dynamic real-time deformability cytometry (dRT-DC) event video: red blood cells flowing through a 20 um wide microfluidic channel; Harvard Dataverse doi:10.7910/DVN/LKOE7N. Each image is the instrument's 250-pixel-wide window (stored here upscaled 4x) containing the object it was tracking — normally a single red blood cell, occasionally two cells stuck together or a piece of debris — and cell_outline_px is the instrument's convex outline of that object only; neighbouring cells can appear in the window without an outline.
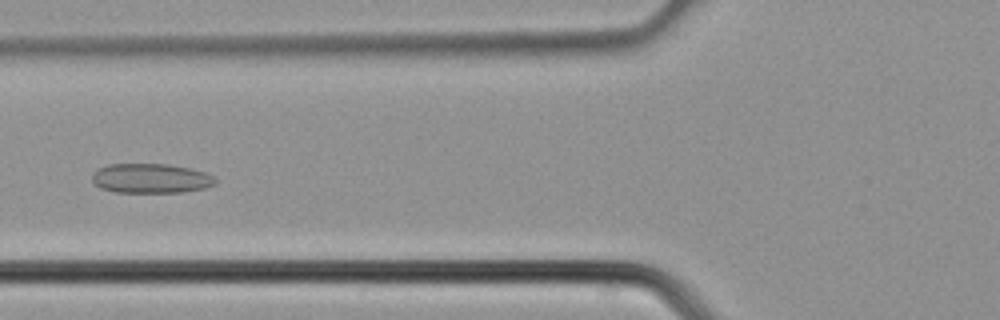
{"species": "common noctule bat (a hibernating species)", "species_latin": "Nyctalus noctula", "temperature_condition": "cold", "stored_images_in_passage": 38, "camera_frame_rate_fps": 3000, "um_per_image_px": 0.085, "animal": {"sex": "male", "body_mass_g": 21.5, "forearm_length_mm": 52.0}, "frame": {"image": 1, "passage_image": 14, "time_ms": 4.333, "image_size_px": [1000, 320], "cell_outline_px": [[216, 184], [204, 188], [184, 192], [116, 192], [100, 188], [92, 180], [92, 172], [108, 164], [168, 164], [188, 168], [204, 172], [212, 176], [216, 180]], "centroid_in_image_um": [12.81, 15.16], "position_along_channel_um": 113.0, "area_um2": 21.15}}
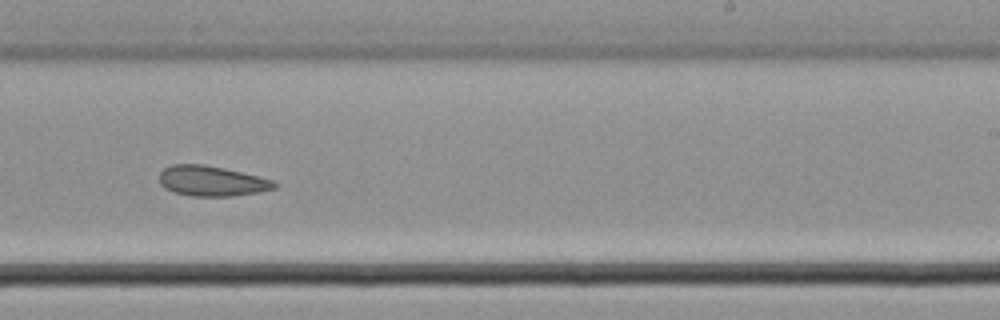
{"frame": {"image": 2, "passage_image": 23, "time_ms": 7.333, "image_size_px": [1000, 320], "cell_outline_px": [[276, 188], [260, 192], [232, 196], [192, 196], [172, 192], [164, 188], [160, 184], [160, 172], [164, 168], [172, 164], [204, 164], [224, 168], [272, 180], [276, 184]], "centroid_in_image_um": [17.95, 15.39], "position_along_channel_um": 271.0, "area_um2": 20.23}}
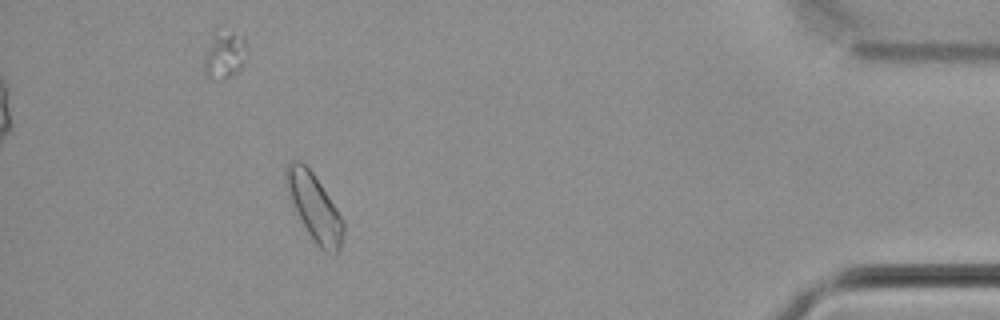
{"frame": {"image": 3, "passage_image": 34, "time_ms": 11.0, "image_size_px": [1000, 320], "cell_outline_px": [[344, 236], [340, 252], [332, 256], [324, 252], [316, 244], [308, 232], [288, 196], [284, 180], [284, 172], [288, 164], [292, 160], [300, 160], [312, 172], [344, 220]], "centroid_in_image_um": [26.74, 17.66], "position_along_channel_um": 408.5, "area_um2": 22.37}}